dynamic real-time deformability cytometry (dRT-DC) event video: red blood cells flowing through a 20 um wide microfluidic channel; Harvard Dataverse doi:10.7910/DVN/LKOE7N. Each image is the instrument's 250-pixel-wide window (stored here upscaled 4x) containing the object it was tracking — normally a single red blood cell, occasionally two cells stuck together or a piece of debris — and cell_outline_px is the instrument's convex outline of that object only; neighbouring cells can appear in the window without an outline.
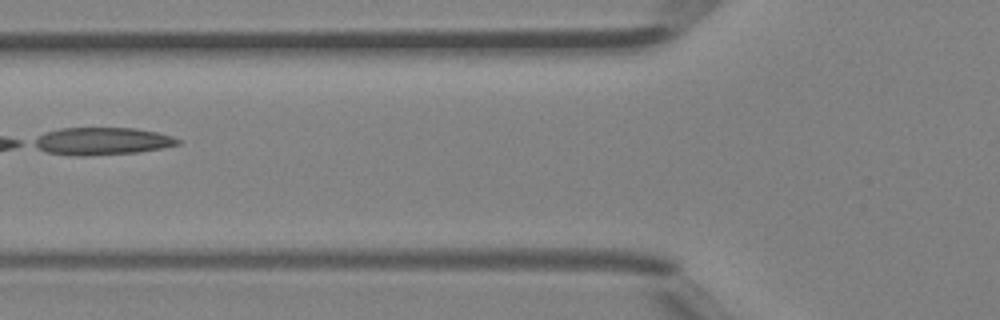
{"species": "Egyptian fruit bat (a non-hibernating species)", "species_latin": "Rousettus aegyptiacus", "temperature_condition": "room temperature", "stored_images_in_passage": 5, "camera_frame_rate_fps": 3000, "um_per_image_px": 0.085, "animal": {"sex": "female"}, "frame": {"image": 1, "passage_image": 5, "time_ms": 1.333, "image_size_px": [1000, 320], "cell_outline_px": [[180, 144], [164, 148], [140, 152], [88, 156], [72, 156], [48, 152], [36, 148], [28, 144], [32, 140], [44, 132], [60, 128], [132, 128], [156, 132], [172, 136], [180, 140]], "centroid_in_image_um": [8.61, 12.01], "position_along_channel_um": 117.2, "area_um2": 23.41}}